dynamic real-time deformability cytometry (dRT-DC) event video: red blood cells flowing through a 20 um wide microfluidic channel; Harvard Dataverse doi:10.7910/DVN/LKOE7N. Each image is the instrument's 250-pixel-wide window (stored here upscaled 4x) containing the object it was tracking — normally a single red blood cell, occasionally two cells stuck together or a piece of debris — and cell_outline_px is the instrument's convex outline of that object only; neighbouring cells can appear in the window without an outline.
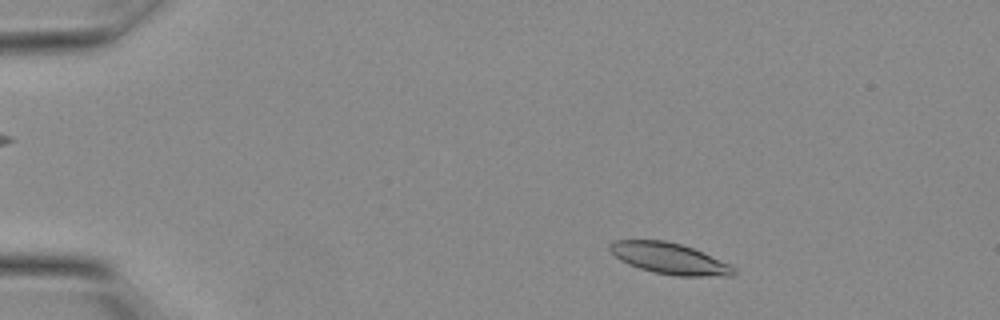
{"species": "Egyptian fruit bat (a non-hibernating species)", "species_latin": "Rousettus aegyptiacus", "temperature_condition": "warm", "stored_images_in_passage": 23, "camera_frame_rate_fps": 3000, "um_per_image_px": 0.085, "animal": {"sex": "female"}, "frame": {"image": 1, "passage_image": 1, "time_ms": 0.0, "image_size_px": [1000, 320], "cell_outline_px": [[736, 272], [732, 276], [676, 276], [652, 272], [628, 264], [620, 260], [608, 248], [608, 244], [612, 240], [664, 240], [680, 244], [692, 248], [728, 264], [736, 268]], "centroid_in_image_um": [56.86, 21.97], "position_along_channel_um": 28.1, "area_um2": 22.31}}
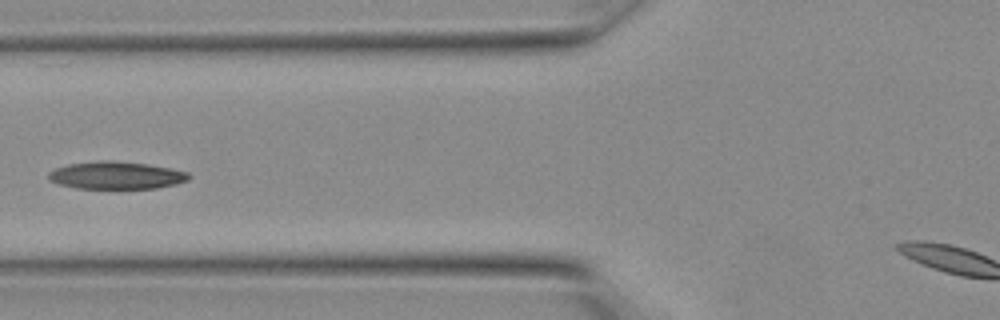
{"frame": {"image": 2, "passage_image": 8, "time_ms": 2.333, "image_size_px": [1000, 320], "cell_outline_px": [[192, 176], [188, 180], [176, 184], [156, 188], [76, 188], [60, 184], [48, 180], [48, 172], [56, 168], [68, 164], [96, 160], [112, 160], [148, 164], [188, 172]], "centroid_in_image_um": [9.87, 14.89], "position_along_channel_um": 115.9, "area_um2": 22.54}}
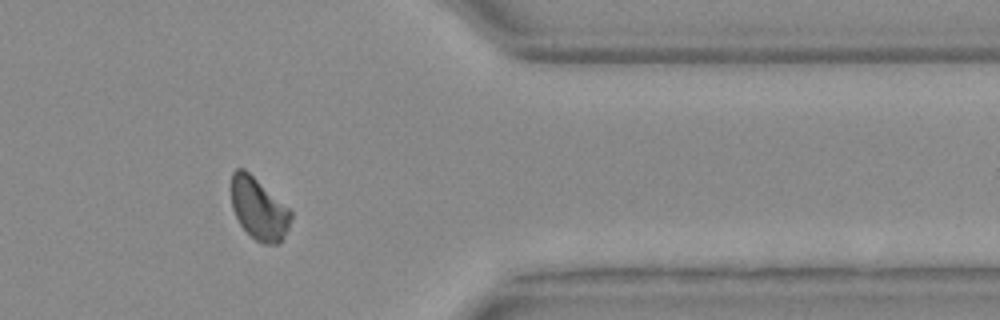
{"frame": {"image": 3, "passage_image": 20, "time_ms": 6.333, "image_size_px": [1000, 320], "cell_outline_px": [[292, 216], [288, 228], [280, 244], [264, 244], [256, 240], [240, 224], [232, 208], [232, 172], [236, 168], [244, 168], [288, 208], [292, 212]], "centroid_in_image_um": [22.0, 17.76], "position_along_channel_um": 389.4, "area_um2": 21.1}}